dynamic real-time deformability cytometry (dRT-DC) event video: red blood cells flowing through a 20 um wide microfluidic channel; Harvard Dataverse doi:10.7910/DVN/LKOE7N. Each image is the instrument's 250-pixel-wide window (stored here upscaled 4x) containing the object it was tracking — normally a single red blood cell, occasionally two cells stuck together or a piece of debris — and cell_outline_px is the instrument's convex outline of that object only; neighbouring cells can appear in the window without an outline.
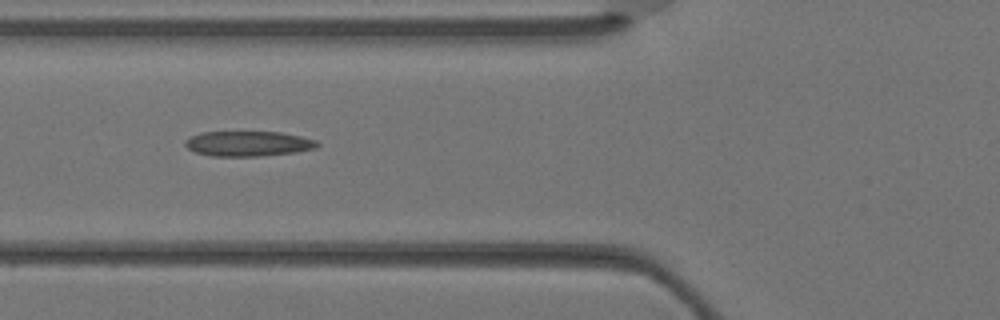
{"species": "Egyptian fruit bat (a non-hibernating species)", "species_latin": "Rousettus aegyptiacus", "temperature_condition": "warm", "stored_images_in_passage": 3, "camera_frame_rate_fps": 3000, "um_per_image_px": 0.085, "animal": {"sex": "female"}, "frame": {"image": 1, "passage_image": 2, "time_ms": 0.333, "image_size_px": [1000, 320], "cell_outline_px": [[320, 144], [316, 148], [296, 152], [260, 156], [212, 156], [196, 152], [188, 148], [184, 144], [184, 140], [188, 136], [200, 132], [280, 132], [300, 136], [316, 140]], "centroid_in_image_um": [21.07, 12.2], "position_along_channel_um": 104.7, "area_um2": 19.42}}
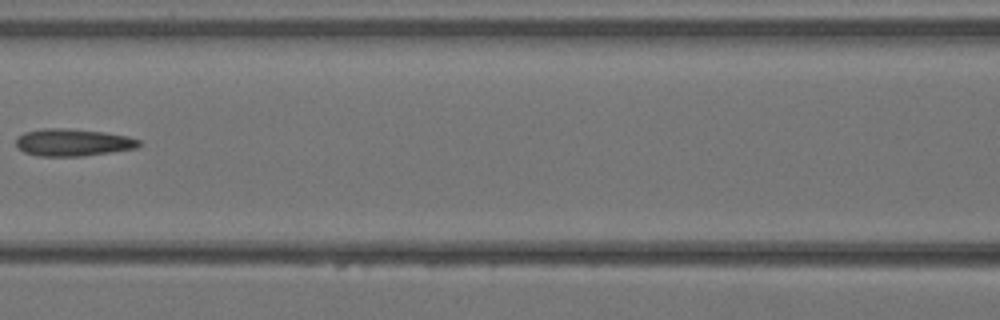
{"frame": {"image": 2, "passage_image": 3, "time_ms": 0.667, "image_size_px": [1000, 320], "cell_outline_px": [[144, 144], [136, 148], [84, 156], [40, 156], [24, 152], [16, 144], [16, 136], [24, 132], [44, 128], [64, 128], [104, 132], [128, 136], [140, 140]], "centroid_in_image_um": [6.21, 12.1], "position_along_channel_um": 160.4, "area_um2": 19.59}}